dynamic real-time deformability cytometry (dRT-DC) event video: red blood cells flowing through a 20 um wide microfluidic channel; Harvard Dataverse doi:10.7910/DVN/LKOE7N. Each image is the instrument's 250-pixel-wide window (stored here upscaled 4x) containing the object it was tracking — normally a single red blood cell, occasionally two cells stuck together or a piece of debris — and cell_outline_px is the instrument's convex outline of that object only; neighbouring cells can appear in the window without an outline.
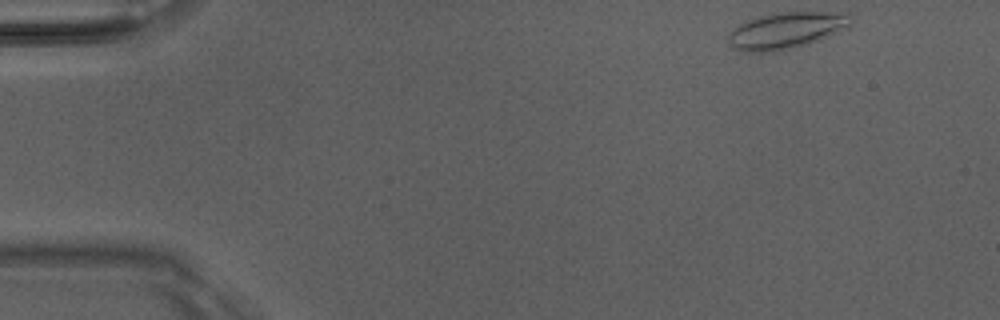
{"species": "Egyptian fruit bat (a non-hibernating species)", "species_latin": "Rousettus aegyptiacus", "temperature_condition": "room temperature", "stored_images_in_passage": 45, "camera_frame_rate_fps": 3000, "um_per_image_px": 0.085, "animal": {"sex": "male"}, "frame": {"image": 1, "passage_image": 1, "time_ms": 0.0, "image_size_px": [1000, 320], "cell_outline_px": [[852, 24], [848, 28], [808, 44], [792, 48], [772, 52], [744, 52], [732, 48], [728, 44], [728, 32], [732, 28], [748, 20], [760, 16], [780, 12], [848, 12], [852, 16]], "centroid_in_image_um": [66.83, 2.59], "position_along_channel_um": 18.2, "area_um2": 26.36}}
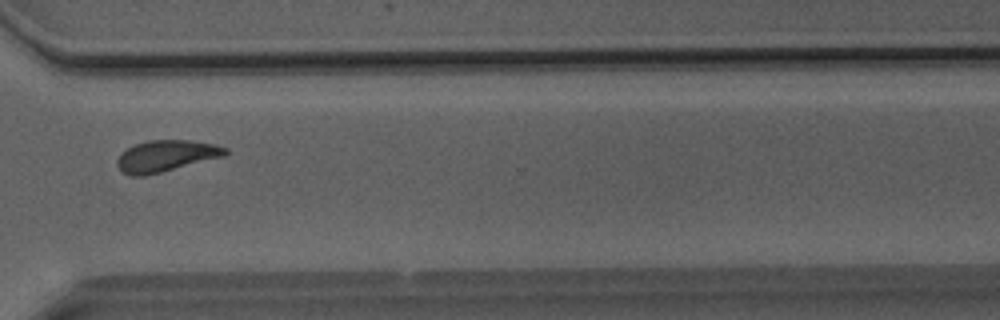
{"frame": {"image": 2, "passage_image": 34, "time_ms": 11.0, "image_size_px": [1000, 320], "cell_outline_px": [[228, 152], [224, 156], [144, 176], [132, 176], [124, 172], [116, 164], [116, 160], [120, 152], [136, 144], [148, 140], [188, 140], [216, 144], [228, 148]], "centroid_in_image_um": [14.11, 13.24], "position_along_channel_um": 356.5, "area_um2": 19.65}}
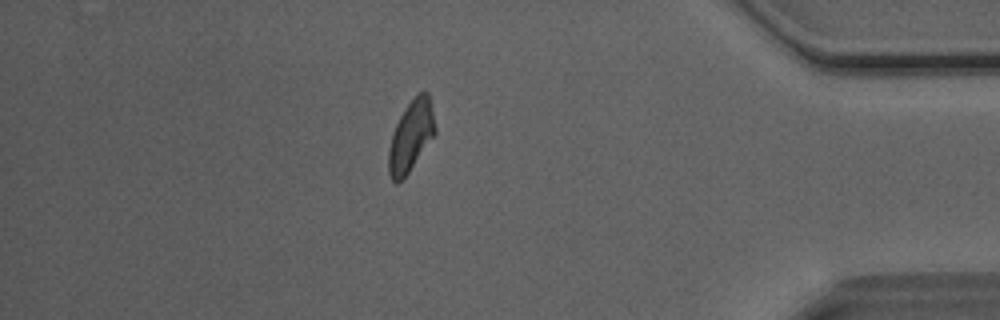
{"frame": {"image": 3, "passage_image": 40, "time_ms": 13.0, "image_size_px": [1000, 320], "cell_outline_px": [[436, 132], [408, 172], [396, 184], [392, 180], [388, 172], [388, 148], [392, 132], [400, 116], [408, 104], [420, 92], [428, 92], [432, 108], [436, 128]], "centroid_in_image_um": [34.91, 11.57], "position_along_channel_um": 400.3, "area_um2": 18.84}}